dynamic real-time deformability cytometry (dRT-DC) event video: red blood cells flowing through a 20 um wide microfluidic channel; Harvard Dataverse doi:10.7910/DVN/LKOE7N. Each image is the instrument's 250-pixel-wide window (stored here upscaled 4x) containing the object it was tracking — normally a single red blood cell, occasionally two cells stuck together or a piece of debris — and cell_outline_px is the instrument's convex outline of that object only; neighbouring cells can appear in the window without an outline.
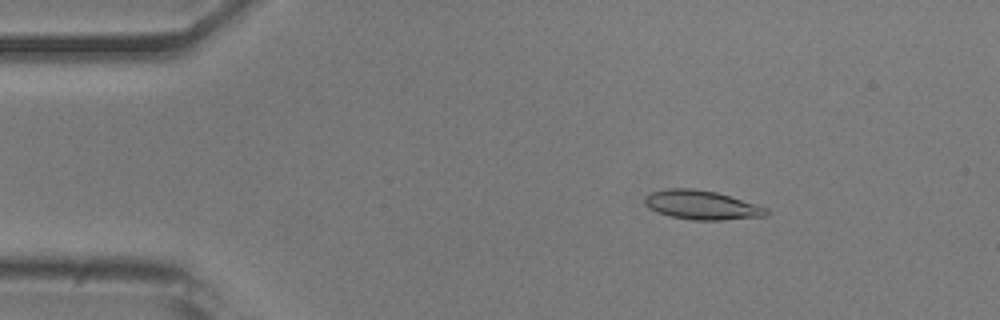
{"species": "common noctule bat (a hibernating species)", "species_latin": "Nyctalus noctula", "temperature_condition": "room temperature", "stored_images_in_passage": 45, "camera_frame_rate_fps": 3000, "um_per_image_px": 0.085, "animal": {"sex": "male", "body_mass_g": 20.5, "forearm_length_mm": 52.5}, "frame": {"image": 1, "passage_image": 1, "time_ms": 0.0, "image_size_px": [1000, 320], "cell_outline_px": [[768, 216], [724, 220], [692, 220], [668, 216], [656, 212], [648, 208], [644, 204], [644, 196], [652, 192], [668, 188], [692, 188], [716, 192], [756, 204], [768, 208]], "centroid_in_image_um": [59.62, 17.43], "position_along_channel_um": 25.4, "area_um2": 20.81}}
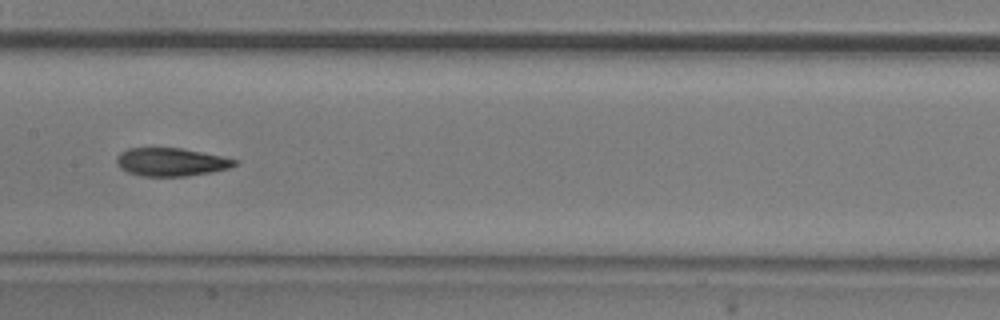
{"frame": {"image": 2, "passage_image": 19, "time_ms": 6.0, "image_size_px": [1000, 320], "cell_outline_px": [[240, 160], [236, 164], [228, 168], [212, 172], [184, 176], [144, 176], [128, 172], [120, 168], [116, 160], [116, 156], [120, 152], [128, 148], [180, 148]], "centroid_in_image_um": [14.52, 13.77], "position_along_channel_um": 192.9, "area_um2": 19.19}}
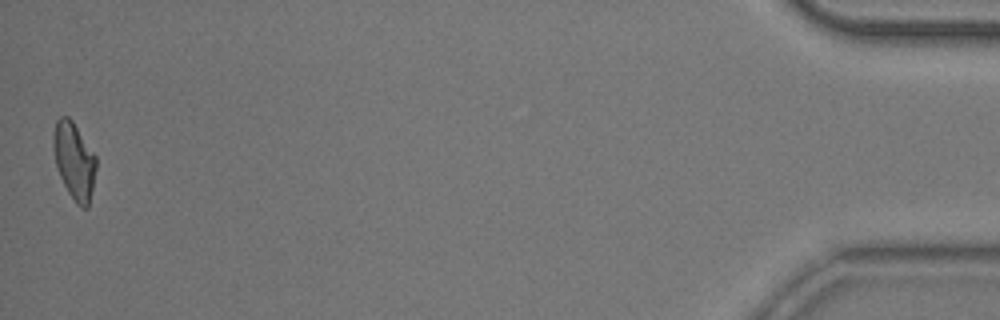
{"frame": {"image": 3, "passage_image": 45, "time_ms": 14.667, "image_size_px": [1000, 320], "cell_outline_px": [[96, 168], [88, 208], [80, 208], [76, 204], [68, 192], [60, 176], [56, 164], [52, 144], [52, 136], [56, 120], [60, 116], [68, 116], [72, 120], [96, 156]], "centroid_in_image_um": [6.29, 13.65], "position_along_channel_um": 428.9, "area_um2": 19.13}, "authors_computed_cell_mechanics": {"area_um2": 19.5942, "velocity_mm_per_s": 3.8276, "shape_relaxation_time_tau1_ms": 4.7243, "shape_relaxation_time_tau2_ms": 2.7522, "deformation_change_tau1": 0.1652, "deformation_change_tau2": 0.1054}}